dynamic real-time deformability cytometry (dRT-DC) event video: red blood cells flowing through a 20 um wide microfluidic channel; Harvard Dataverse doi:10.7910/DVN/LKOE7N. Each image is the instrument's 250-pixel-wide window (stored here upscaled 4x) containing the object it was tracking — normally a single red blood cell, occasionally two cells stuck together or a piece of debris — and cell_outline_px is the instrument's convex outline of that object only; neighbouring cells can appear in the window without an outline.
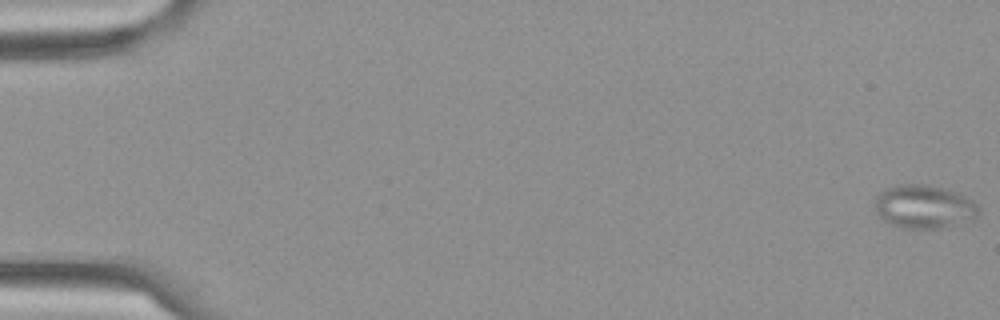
{"species": "Egyptian fruit bat (a non-hibernating species)", "species_latin": "Rousettus aegyptiacus", "temperature_condition": "cold", "stored_images_in_passage": 10, "camera_frame_rate_fps": 3000, "um_per_image_px": 0.085, "frame": {"image": 1, "passage_image": 1, "time_ms": 0.0, "image_size_px": [1000, 320], "cell_outline_px": [[980, 212], [972, 220], [940, 228], [900, 228], [884, 220], [876, 212], [876, 196], [880, 192], [896, 184], [924, 184], [944, 188], [956, 192], [972, 200], [980, 208]], "centroid_in_image_um": [78.55, 17.56], "position_along_channel_um": 6.4, "area_um2": 26.18}}
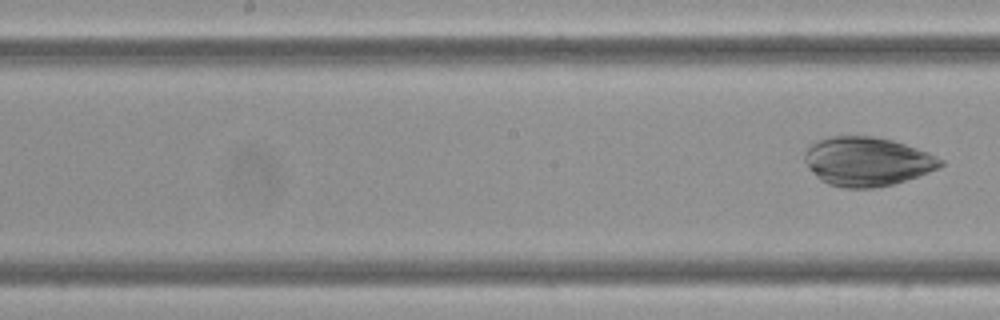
{"frame": {"image": 2, "passage_image": 10, "time_ms": 3.0, "image_size_px": [1000, 320], "cell_outline_px": [[944, 164], [940, 168], [892, 184], [872, 188], [844, 188], [828, 184], [820, 180], [808, 168], [804, 160], [804, 152], [808, 144], [816, 140], [828, 136], [872, 136], [892, 140], [928, 152], [944, 160]], "centroid_in_image_um": [73.65, 13.71], "position_along_channel_um": 174.5, "area_um2": 38.96}}